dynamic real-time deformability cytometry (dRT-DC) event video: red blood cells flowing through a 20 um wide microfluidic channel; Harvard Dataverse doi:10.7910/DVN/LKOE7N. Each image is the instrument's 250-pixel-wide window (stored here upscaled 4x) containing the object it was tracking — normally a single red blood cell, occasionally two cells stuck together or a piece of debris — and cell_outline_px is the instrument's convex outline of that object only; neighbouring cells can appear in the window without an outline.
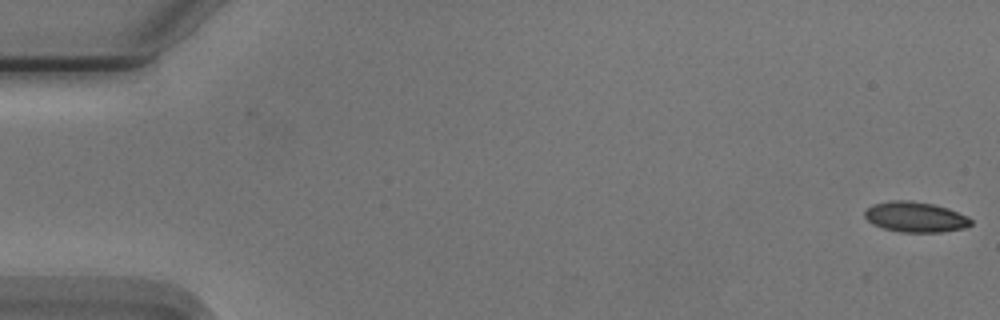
{"species": "Egyptian fruit bat (a non-hibernating species)", "species_latin": "Rousettus aegyptiacus", "temperature_condition": "cold", "stored_images_in_passage": 4, "camera_frame_rate_fps": 3000, "um_per_image_px": 0.085, "animal": {"sex": "male"}, "frame": {"image": 1, "passage_image": 4, "time_ms": 1.0, "image_size_px": [1000, 320], "cell_outline_px": [[972, 224], [964, 228], [940, 232], [900, 232], [884, 228], [872, 224], [864, 216], [864, 212], [872, 204], [888, 200], [908, 200], [932, 204], [948, 208], [968, 216], [972, 220]], "centroid_in_image_um": [77.8, 18.44], "position_along_channel_um": 7.2, "area_um2": 18.84}}